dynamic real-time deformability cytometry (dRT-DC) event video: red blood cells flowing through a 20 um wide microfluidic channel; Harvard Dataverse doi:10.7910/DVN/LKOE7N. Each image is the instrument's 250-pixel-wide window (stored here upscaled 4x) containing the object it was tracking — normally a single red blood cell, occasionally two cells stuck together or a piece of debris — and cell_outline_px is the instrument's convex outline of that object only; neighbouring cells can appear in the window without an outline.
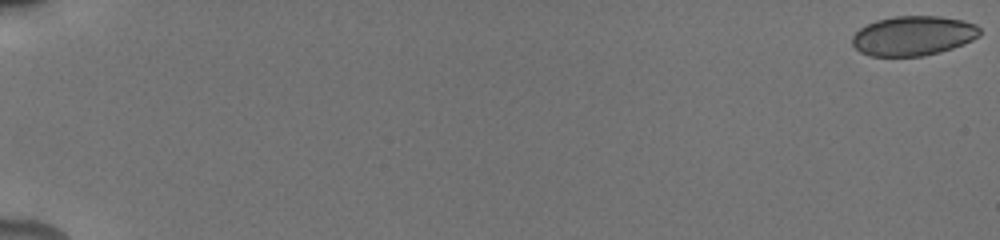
{"species": "human", "species_latin": "Homo sapiens", "temperature_condition": "cold", "stored_images_in_passage": 44, "camera_frame_rate_fps": 3000, "um_per_image_px": 0.085, "donor": {"sex": "male"}, "frame": {"image": 1, "passage_image": 1, "time_ms": 0.0, "image_size_px": [1000, 240], "cell_outline_px": [[980, 36], [964, 44], [940, 52], [924, 56], [872, 56], [860, 52], [852, 44], [852, 36], [860, 28], [876, 20], [892, 16], [940, 16], [964, 20], [976, 24], [980, 28]], "centroid_in_image_um": [77.64, 3.03], "position_along_channel_um": 7.4, "area_um2": 29.65}}
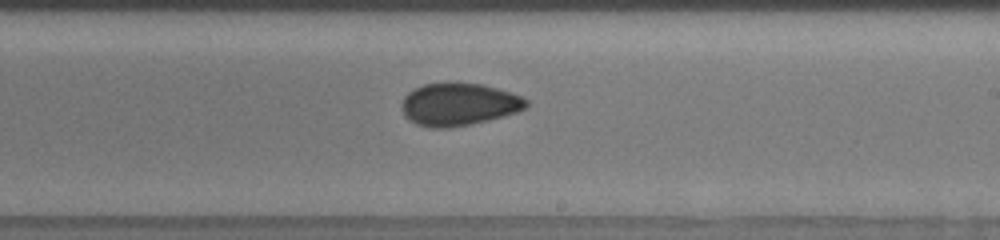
{"frame": {"image": 2, "passage_image": 38, "time_ms": 11.667, "image_size_px": [1000, 240], "cell_outline_px": [[528, 104], [524, 108], [516, 112], [504, 116], [472, 124], [448, 128], [428, 128], [416, 124], [408, 120], [404, 116], [400, 108], [400, 104], [404, 96], [408, 92], [424, 84], [448, 80], [480, 84], [512, 92], [528, 100]], "centroid_in_image_um": [38.94, 8.85], "position_along_channel_um": 250.1, "area_um2": 31.62}}
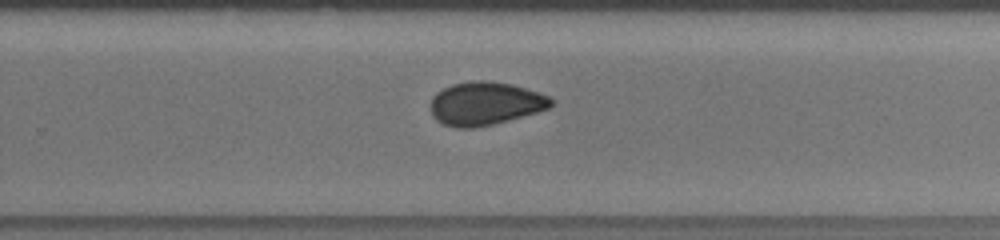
{"frame": {"image": 3, "passage_image": 43, "time_ms": 12.667, "image_size_px": [1000, 240], "cell_outline_px": [[552, 104], [548, 108], [536, 112], [492, 124], [472, 128], [456, 128], [444, 124], [436, 120], [432, 116], [432, 96], [436, 92], [452, 84], [472, 80], [488, 80], [512, 84], [540, 92], [548, 96], [552, 100]], "centroid_in_image_um": [41.23, 8.78], "position_along_channel_um": 288.6, "area_um2": 30.23}}